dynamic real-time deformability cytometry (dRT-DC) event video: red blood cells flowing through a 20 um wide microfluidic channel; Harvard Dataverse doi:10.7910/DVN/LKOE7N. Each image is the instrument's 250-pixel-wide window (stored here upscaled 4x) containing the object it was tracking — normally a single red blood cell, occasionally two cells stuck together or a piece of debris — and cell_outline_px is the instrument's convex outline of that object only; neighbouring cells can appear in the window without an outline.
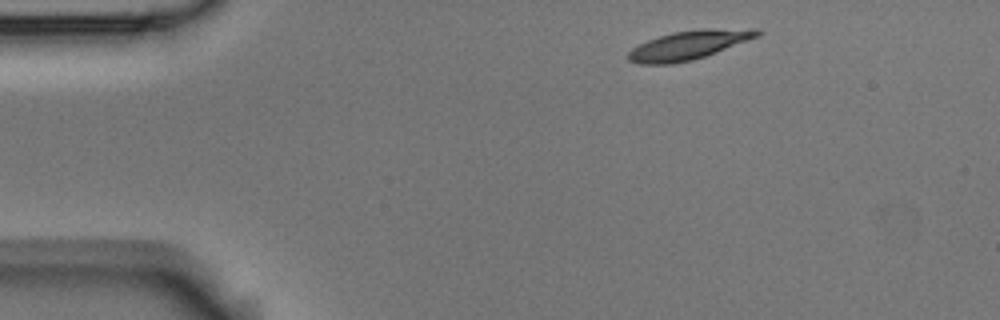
{"species": "Egyptian fruit bat (a non-hibernating species)", "species_latin": "Rousettus aegyptiacus", "temperature_condition": "room temperature", "stored_images_in_passage": 3, "camera_frame_rate_fps": 3000, "um_per_image_px": 0.085, "animal": {"sex": "male"}, "frame": {"image": 1, "passage_image": 1, "time_ms": 0.0, "image_size_px": [1000, 320], "cell_outline_px": [[764, 32], [760, 36], [716, 52], [692, 60], [672, 64], [636, 64], [628, 60], [628, 52], [632, 48], [648, 40], [672, 32], [700, 28], [760, 28]], "centroid_in_image_um": [58.6, 3.81], "position_along_channel_um": 26.4, "area_um2": 22.02}}